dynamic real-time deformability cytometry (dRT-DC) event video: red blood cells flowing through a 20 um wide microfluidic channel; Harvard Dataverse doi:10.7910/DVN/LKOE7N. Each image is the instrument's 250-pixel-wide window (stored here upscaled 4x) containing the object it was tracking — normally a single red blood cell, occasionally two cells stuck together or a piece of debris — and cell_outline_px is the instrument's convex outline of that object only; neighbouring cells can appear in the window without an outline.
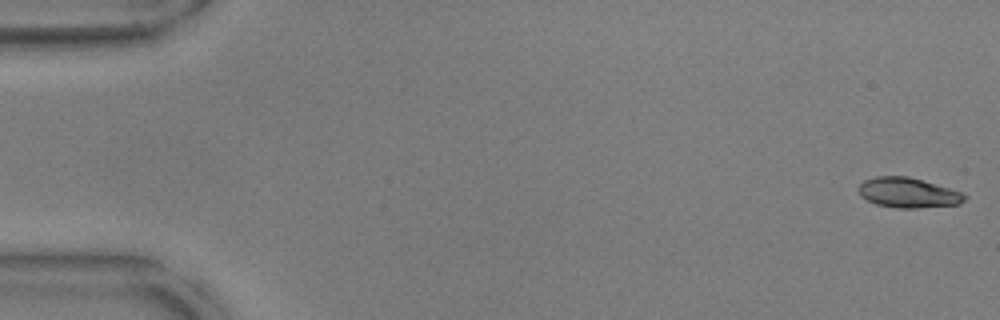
{"species": "common noctule bat (a hibernating species)", "species_latin": "Nyctalus noctula", "temperature_condition": "warm", "stored_images_in_passage": 53, "camera_frame_rate_fps": 3000, "um_per_image_px": 0.085, "animal": {"sex": "male", "body_mass_g": 17.9, "forearm_length_mm": 54.2}, "frame": {"image": 1, "passage_image": 1, "time_ms": 0.0, "image_size_px": [1000, 320], "cell_outline_px": [[968, 196], [960, 204], [916, 208], [896, 208], [876, 204], [860, 196], [860, 184], [864, 180], [876, 176], [908, 176], [964, 192]], "centroid_in_image_um": [77.22, 16.38], "position_along_channel_um": 7.8, "area_um2": 18.55}}
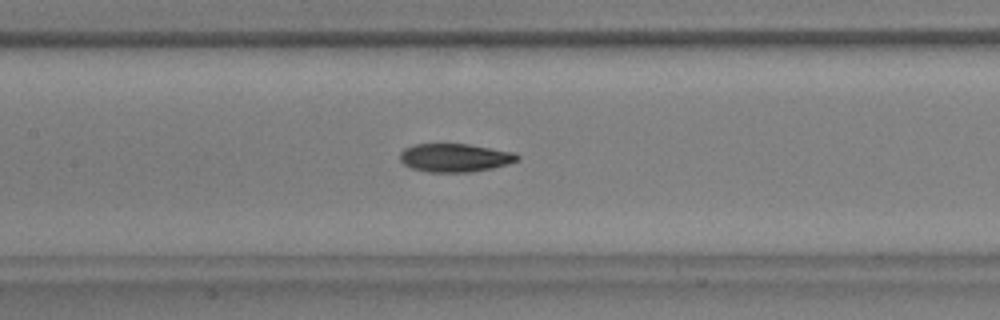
{"frame": {"image": 2, "passage_image": 25, "time_ms": 8.0, "image_size_px": [1000, 320], "cell_outline_px": [[520, 160], [508, 164], [492, 168], [472, 172], [428, 172], [412, 168], [404, 164], [400, 160], [400, 152], [404, 148], [416, 144], [468, 144], [516, 152], [520, 156]], "centroid_in_image_um": [38.7, 13.4], "position_along_channel_um": 168.7, "area_um2": 19.54}}
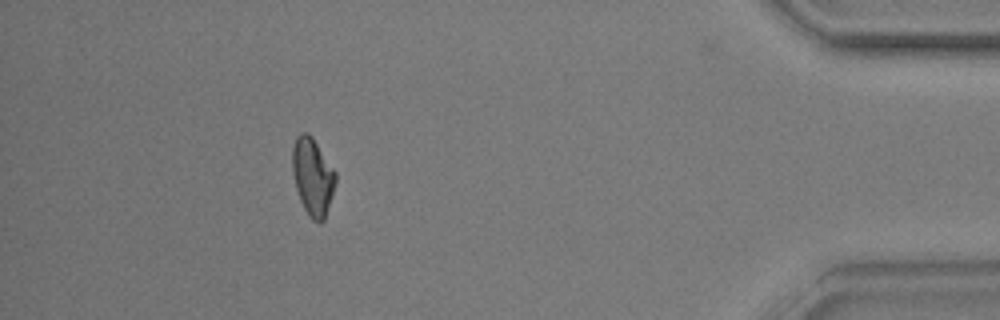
{"frame": {"image": 3, "passage_image": 48, "time_ms": 15.667, "image_size_px": [1000, 320], "cell_outline_px": [[336, 180], [324, 220], [320, 224], [312, 220], [308, 216], [300, 200], [296, 188], [292, 172], [292, 148], [296, 136], [300, 132], [308, 132], [312, 136], [336, 172]], "centroid_in_image_um": [26.56, 15.0], "position_along_channel_um": 408.6, "area_um2": 19.54}, "authors_computed_cell_mechanics": {"area_um2": 19.1896, "velocity_mm_per_s": 3.804, "shape_relaxation_time_tau1_ms": 5.6498, "shape_relaxation_time_tau2_ms": 2.7684, "deformation_change_tau1": 0.2024, "deformation_change_tau2": 0.0917}}